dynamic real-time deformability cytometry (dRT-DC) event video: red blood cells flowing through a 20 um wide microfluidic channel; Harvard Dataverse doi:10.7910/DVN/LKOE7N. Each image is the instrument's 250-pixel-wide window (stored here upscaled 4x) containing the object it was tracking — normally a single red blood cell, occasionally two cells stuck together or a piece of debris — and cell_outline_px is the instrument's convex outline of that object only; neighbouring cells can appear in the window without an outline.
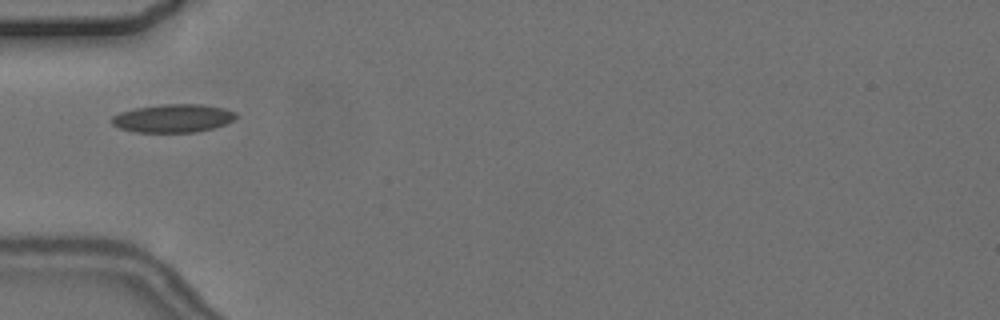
{"species": "common noctule bat (a hibernating species)", "species_latin": "Nyctalus noctula", "temperature_condition": "cold", "stored_images_in_passage": 8, "camera_frame_rate_fps": 3000, "um_per_image_px": 0.085, "animal": {"sex": "female", "body_mass_g": 24.6, "forearm_length_mm": 56.2}, "frame": {"image": 1, "passage_image": 2, "time_ms": 1.333, "image_size_px": [1000, 320], "cell_outline_px": [[240, 116], [224, 124], [212, 128], [196, 132], [136, 132], [120, 128], [112, 124], [112, 116], [120, 112], [136, 108], [160, 104], [200, 104], [224, 108], [236, 112]], "centroid_in_image_um": [14.73, 10.05], "position_along_channel_um": 70.3, "area_um2": 20.4}}
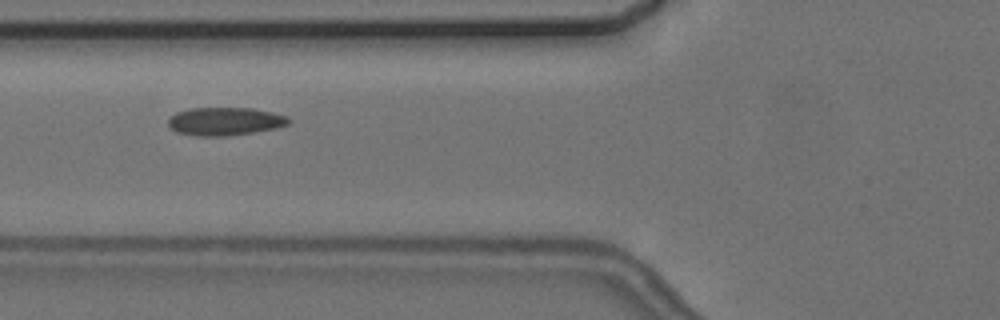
{"frame": {"image": 2, "passage_image": 3, "time_ms": 2.333, "image_size_px": [1000, 320], "cell_outline_px": [[292, 120], [288, 124], [276, 128], [252, 132], [224, 136], [196, 136], [176, 132], [168, 124], [168, 120], [176, 112], [192, 108], [252, 108], [272, 112], [288, 116]], "centroid_in_image_um": [19.14, 10.31], "position_along_channel_um": 106.7, "area_um2": 19.65}}
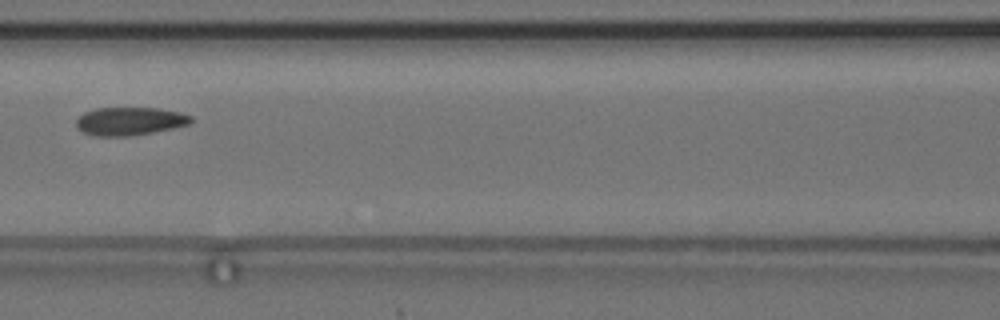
{"frame": {"image": 3, "passage_image": 4, "time_ms": 3.667, "image_size_px": [1000, 320], "cell_outline_px": [[192, 120], [188, 124], [172, 128], [132, 136], [92, 136], [80, 132], [76, 128], [76, 120], [84, 112], [96, 108], [156, 108], [180, 112], [192, 116]], "centroid_in_image_um": [10.97, 10.31], "position_along_channel_um": 155.6, "area_um2": 18.9}}